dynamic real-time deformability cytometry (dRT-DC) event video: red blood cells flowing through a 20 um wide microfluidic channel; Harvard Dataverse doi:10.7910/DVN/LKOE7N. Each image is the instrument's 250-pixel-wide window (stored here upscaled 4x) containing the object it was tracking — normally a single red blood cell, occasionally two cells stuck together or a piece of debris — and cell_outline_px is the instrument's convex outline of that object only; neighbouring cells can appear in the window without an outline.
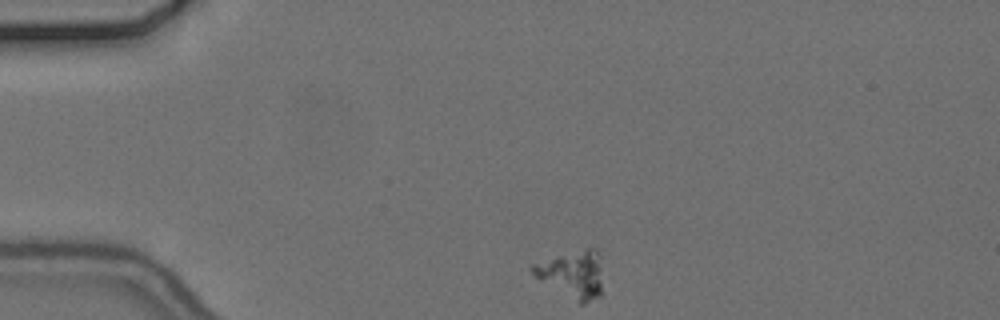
{"species": "common noctule bat (a hibernating species)", "species_latin": "Nyctalus noctula", "temperature_condition": "cold", "stored_images_in_passage": 47, "camera_frame_rate_fps": 3000, "um_per_image_px": 0.085, "animal": {"sex": "female", "body_mass_g": 24.6, "forearm_length_mm": 56.2}, "frame": {"image": 1, "passage_image": 1, "time_ms": 0.0, "image_size_px": [1000, 320], "cell_outline_px": [[600, 296], [584, 304], [580, 304], [536, 276], [528, 268], [532, 264], [556, 256], [588, 248], [596, 248], [600, 252]], "centroid_in_image_um": [48.67, 23.29], "position_along_channel_um": 36.3, "area_um2": 18.79}}
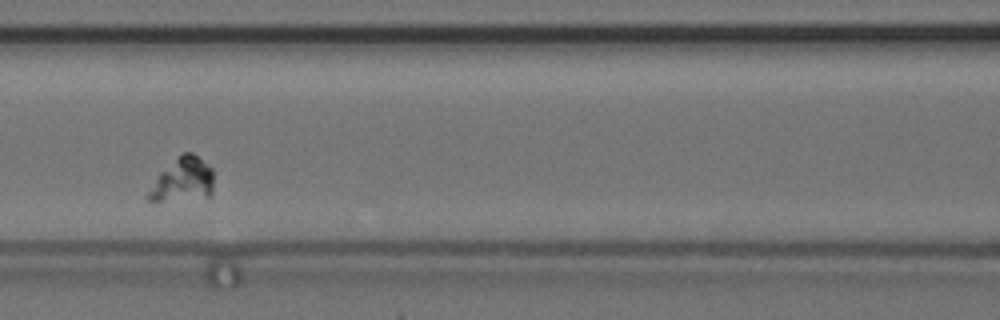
{"frame": {"image": 2, "passage_image": 15, "time_ms": 4.667, "image_size_px": [1000, 320], "cell_outline_px": [[212, 192], [208, 196], [160, 200], [148, 200], [144, 196], [160, 172], [184, 152], [192, 152], [208, 164], [212, 168]], "centroid_in_image_um": [15.52, 15.26], "position_along_channel_um": 151.1, "area_um2": 16.13}}
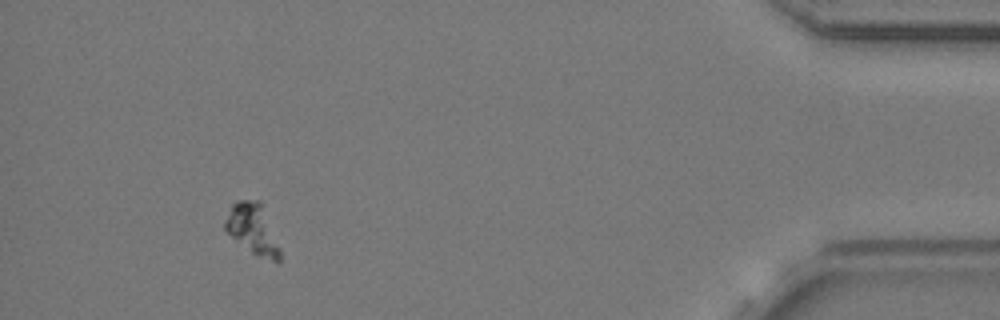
{"frame": {"image": 3, "passage_image": 43, "time_ms": 14.0, "image_size_px": [1000, 320], "cell_outline_px": [[280, 260], [272, 260], [260, 256], [252, 252], [232, 236], [224, 228], [224, 220], [232, 204], [236, 200], [260, 200], [264, 204], [280, 248]], "centroid_in_image_um": [21.49, 19.4], "position_along_channel_um": 413.7, "area_um2": 16.01}}